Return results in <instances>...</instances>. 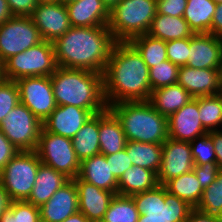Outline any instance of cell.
Returning <instances> with one entry per match:
<instances>
[{"instance_id": "cell-2", "label": "cell", "mask_w": 222, "mask_h": 222, "mask_svg": "<svg viewBox=\"0 0 222 222\" xmlns=\"http://www.w3.org/2000/svg\"><path fill=\"white\" fill-rule=\"evenodd\" d=\"M115 42L108 26L71 27L53 43L57 66L103 74Z\"/></svg>"}, {"instance_id": "cell-13", "label": "cell", "mask_w": 222, "mask_h": 222, "mask_svg": "<svg viewBox=\"0 0 222 222\" xmlns=\"http://www.w3.org/2000/svg\"><path fill=\"white\" fill-rule=\"evenodd\" d=\"M30 17L42 39L52 43L72 27L66 5L58 0L38 3Z\"/></svg>"}, {"instance_id": "cell-15", "label": "cell", "mask_w": 222, "mask_h": 222, "mask_svg": "<svg viewBox=\"0 0 222 222\" xmlns=\"http://www.w3.org/2000/svg\"><path fill=\"white\" fill-rule=\"evenodd\" d=\"M187 66L194 69H221L222 38L210 33L193 34L190 37Z\"/></svg>"}, {"instance_id": "cell-54", "label": "cell", "mask_w": 222, "mask_h": 222, "mask_svg": "<svg viewBox=\"0 0 222 222\" xmlns=\"http://www.w3.org/2000/svg\"><path fill=\"white\" fill-rule=\"evenodd\" d=\"M58 1H60V2H62L64 4H68V3L76 1V0H58Z\"/></svg>"}, {"instance_id": "cell-39", "label": "cell", "mask_w": 222, "mask_h": 222, "mask_svg": "<svg viewBox=\"0 0 222 222\" xmlns=\"http://www.w3.org/2000/svg\"><path fill=\"white\" fill-rule=\"evenodd\" d=\"M20 103L19 88L16 81H0V124L7 114Z\"/></svg>"}, {"instance_id": "cell-44", "label": "cell", "mask_w": 222, "mask_h": 222, "mask_svg": "<svg viewBox=\"0 0 222 222\" xmlns=\"http://www.w3.org/2000/svg\"><path fill=\"white\" fill-rule=\"evenodd\" d=\"M13 16H31L37 6L36 0H7Z\"/></svg>"}, {"instance_id": "cell-21", "label": "cell", "mask_w": 222, "mask_h": 222, "mask_svg": "<svg viewBox=\"0 0 222 222\" xmlns=\"http://www.w3.org/2000/svg\"><path fill=\"white\" fill-rule=\"evenodd\" d=\"M65 5L72 27L108 26L110 10L102 0H76Z\"/></svg>"}, {"instance_id": "cell-42", "label": "cell", "mask_w": 222, "mask_h": 222, "mask_svg": "<svg viewBox=\"0 0 222 222\" xmlns=\"http://www.w3.org/2000/svg\"><path fill=\"white\" fill-rule=\"evenodd\" d=\"M193 171L201 184V188L204 190L216 180L220 169L216 162H209L202 165H194Z\"/></svg>"}, {"instance_id": "cell-41", "label": "cell", "mask_w": 222, "mask_h": 222, "mask_svg": "<svg viewBox=\"0 0 222 222\" xmlns=\"http://www.w3.org/2000/svg\"><path fill=\"white\" fill-rule=\"evenodd\" d=\"M109 167L111 168L112 174L117 180L123 175V173L130 167L133 166L132 161L129 158L125 148L117 153L105 155Z\"/></svg>"}, {"instance_id": "cell-7", "label": "cell", "mask_w": 222, "mask_h": 222, "mask_svg": "<svg viewBox=\"0 0 222 222\" xmlns=\"http://www.w3.org/2000/svg\"><path fill=\"white\" fill-rule=\"evenodd\" d=\"M57 67L53 43L43 40L7 59L3 64V77L17 81L23 77L51 76Z\"/></svg>"}, {"instance_id": "cell-40", "label": "cell", "mask_w": 222, "mask_h": 222, "mask_svg": "<svg viewBox=\"0 0 222 222\" xmlns=\"http://www.w3.org/2000/svg\"><path fill=\"white\" fill-rule=\"evenodd\" d=\"M167 58L173 64L187 66L190 52V38L166 42Z\"/></svg>"}, {"instance_id": "cell-17", "label": "cell", "mask_w": 222, "mask_h": 222, "mask_svg": "<svg viewBox=\"0 0 222 222\" xmlns=\"http://www.w3.org/2000/svg\"><path fill=\"white\" fill-rule=\"evenodd\" d=\"M93 113L72 105H57L43 122V128L50 133L72 139L90 119Z\"/></svg>"}, {"instance_id": "cell-33", "label": "cell", "mask_w": 222, "mask_h": 222, "mask_svg": "<svg viewBox=\"0 0 222 222\" xmlns=\"http://www.w3.org/2000/svg\"><path fill=\"white\" fill-rule=\"evenodd\" d=\"M199 119L209 131L222 130V95L198 97Z\"/></svg>"}, {"instance_id": "cell-22", "label": "cell", "mask_w": 222, "mask_h": 222, "mask_svg": "<svg viewBox=\"0 0 222 222\" xmlns=\"http://www.w3.org/2000/svg\"><path fill=\"white\" fill-rule=\"evenodd\" d=\"M78 177L100 189L117 195L118 180L112 174L105 155L98 154L82 160Z\"/></svg>"}, {"instance_id": "cell-12", "label": "cell", "mask_w": 222, "mask_h": 222, "mask_svg": "<svg viewBox=\"0 0 222 222\" xmlns=\"http://www.w3.org/2000/svg\"><path fill=\"white\" fill-rule=\"evenodd\" d=\"M20 103L42 123L57 107L50 76L23 77L16 81Z\"/></svg>"}, {"instance_id": "cell-19", "label": "cell", "mask_w": 222, "mask_h": 222, "mask_svg": "<svg viewBox=\"0 0 222 222\" xmlns=\"http://www.w3.org/2000/svg\"><path fill=\"white\" fill-rule=\"evenodd\" d=\"M39 209L40 222H63L78 212V192L74 180L65 183Z\"/></svg>"}, {"instance_id": "cell-5", "label": "cell", "mask_w": 222, "mask_h": 222, "mask_svg": "<svg viewBox=\"0 0 222 222\" xmlns=\"http://www.w3.org/2000/svg\"><path fill=\"white\" fill-rule=\"evenodd\" d=\"M155 0H121L110 10L108 28L116 42L146 34L157 13Z\"/></svg>"}, {"instance_id": "cell-1", "label": "cell", "mask_w": 222, "mask_h": 222, "mask_svg": "<svg viewBox=\"0 0 222 222\" xmlns=\"http://www.w3.org/2000/svg\"><path fill=\"white\" fill-rule=\"evenodd\" d=\"M149 67L130 42H115L103 73L107 106L120 102L148 101Z\"/></svg>"}, {"instance_id": "cell-50", "label": "cell", "mask_w": 222, "mask_h": 222, "mask_svg": "<svg viewBox=\"0 0 222 222\" xmlns=\"http://www.w3.org/2000/svg\"><path fill=\"white\" fill-rule=\"evenodd\" d=\"M10 203H11V200L7 192L5 191V189L0 183V217L3 214V212L9 208Z\"/></svg>"}, {"instance_id": "cell-30", "label": "cell", "mask_w": 222, "mask_h": 222, "mask_svg": "<svg viewBox=\"0 0 222 222\" xmlns=\"http://www.w3.org/2000/svg\"><path fill=\"white\" fill-rule=\"evenodd\" d=\"M125 150L133 165L147 168L158 174L162 160V144L127 140Z\"/></svg>"}, {"instance_id": "cell-9", "label": "cell", "mask_w": 222, "mask_h": 222, "mask_svg": "<svg viewBox=\"0 0 222 222\" xmlns=\"http://www.w3.org/2000/svg\"><path fill=\"white\" fill-rule=\"evenodd\" d=\"M35 151L42 164L54 168L69 179L78 176L81 162L74 151L72 139L47 132L42 127Z\"/></svg>"}, {"instance_id": "cell-14", "label": "cell", "mask_w": 222, "mask_h": 222, "mask_svg": "<svg viewBox=\"0 0 222 222\" xmlns=\"http://www.w3.org/2000/svg\"><path fill=\"white\" fill-rule=\"evenodd\" d=\"M190 142L167 138L162 144V160L157 174L158 183L164 185L168 180L193 170Z\"/></svg>"}, {"instance_id": "cell-16", "label": "cell", "mask_w": 222, "mask_h": 222, "mask_svg": "<svg viewBox=\"0 0 222 222\" xmlns=\"http://www.w3.org/2000/svg\"><path fill=\"white\" fill-rule=\"evenodd\" d=\"M199 117L198 97H195L168 118V137L191 142L208 133Z\"/></svg>"}, {"instance_id": "cell-57", "label": "cell", "mask_w": 222, "mask_h": 222, "mask_svg": "<svg viewBox=\"0 0 222 222\" xmlns=\"http://www.w3.org/2000/svg\"><path fill=\"white\" fill-rule=\"evenodd\" d=\"M221 79H222V68H221ZM221 92H222V82H221Z\"/></svg>"}, {"instance_id": "cell-25", "label": "cell", "mask_w": 222, "mask_h": 222, "mask_svg": "<svg viewBox=\"0 0 222 222\" xmlns=\"http://www.w3.org/2000/svg\"><path fill=\"white\" fill-rule=\"evenodd\" d=\"M194 97L180 84H172L151 92L148 102L163 116L169 118Z\"/></svg>"}, {"instance_id": "cell-37", "label": "cell", "mask_w": 222, "mask_h": 222, "mask_svg": "<svg viewBox=\"0 0 222 222\" xmlns=\"http://www.w3.org/2000/svg\"><path fill=\"white\" fill-rule=\"evenodd\" d=\"M179 66L166 60L149 68L151 90L176 84L178 81Z\"/></svg>"}, {"instance_id": "cell-28", "label": "cell", "mask_w": 222, "mask_h": 222, "mask_svg": "<svg viewBox=\"0 0 222 222\" xmlns=\"http://www.w3.org/2000/svg\"><path fill=\"white\" fill-rule=\"evenodd\" d=\"M73 148L80 162L100 154L99 113L93 114L72 138Z\"/></svg>"}, {"instance_id": "cell-8", "label": "cell", "mask_w": 222, "mask_h": 222, "mask_svg": "<svg viewBox=\"0 0 222 222\" xmlns=\"http://www.w3.org/2000/svg\"><path fill=\"white\" fill-rule=\"evenodd\" d=\"M40 164L41 161L35 150L18 151L0 171V183L11 201L29 198Z\"/></svg>"}, {"instance_id": "cell-36", "label": "cell", "mask_w": 222, "mask_h": 222, "mask_svg": "<svg viewBox=\"0 0 222 222\" xmlns=\"http://www.w3.org/2000/svg\"><path fill=\"white\" fill-rule=\"evenodd\" d=\"M0 222H40V209L26 200L11 201Z\"/></svg>"}, {"instance_id": "cell-35", "label": "cell", "mask_w": 222, "mask_h": 222, "mask_svg": "<svg viewBox=\"0 0 222 222\" xmlns=\"http://www.w3.org/2000/svg\"><path fill=\"white\" fill-rule=\"evenodd\" d=\"M196 209L222 217V170L218 172L216 180L203 190L202 198Z\"/></svg>"}, {"instance_id": "cell-49", "label": "cell", "mask_w": 222, "mask_h": 222, "mask_svg": "<svg viewBox=\"0 0 222 222\" xmlns=\"http://www.w3.org/2000/svg\"><path fill=\"white\" fill-rule=\"evenodd\" d=\"M13 15L9 9L7 0H0V25L7 22Z\"/></svg>"}, {"instance_id": "cell-11", "label": "cell", "mask_w": 222, "mask_h": 222, "mask_svg": "<svg viewBox=\"0 0 222 222\" xmlns=\"http://www.w3.org/2000/svg\"><path fill=\"white\" fill-rule=\"evenodd\" d=\"M42 41L30 16H13L0 25V59L4 63L11 56L24 52Z\"/></svg>"}, {"instance_id": "cell-18", "label": "cell", "mask_w": 222, "mask_h": 222, "mask_svg": "<svg viewBox=\"0 0 222 222\" xmlns=\"http://www.w3.org/2000/svg\"><path fill=\"white\" fill-rule=\"evenodd\" d=\"M221 69H194L180 66L178 81L194 98L221 93Z\"/></svg>"}, {"instance_id": "cell-32", "label": "cell", "mask_w": 222, "mask_h": 222, "mask_svg": "<svg viewBox=\"0 0 222 222\" xmlns=\"http://www.w3.org/2000/svg\"><path fill=\"white\" fill-rule=\"evenodd\" d=\"M129 42L141 54L143 61L149 68L168 60L166 42L161 39L146 33L132 38Z\"/></svg>"}, {"instance_id": "cell-27", "label": "cell", "mask_w": 222, "mask_h": 222, "mask_svg": "<svg viewBox=\"0 0 222 222\" xmlns=\"http://www.w3.org/2000/svg\"><path fill=\"white\" fill-rule=\"evenodd\" d=\"M147 34L165 42L190 38L194 33L183 17L156 13Z\"/></svg>"}, {"instance_id": "cell-43", "label": "cell", "mask_w": 222, "mask_h": 222, "mask_svg": "<svg viewBox=\"0 0 222 222\" xmlns=\"http://www.w3.org/2000/svg\"><path fill=\"white\" fill-rule=\"evenodd\" d=\"M187 0H161L157 1V13L171 17H183Z\"/></svg>"}, {"instance_id": "cell-31", "label": "cell", "mask_w": 222, "mask_h": 222, "mask_svg": "<svg viewBox=\"0 0 222 222\" xmlns=\"http://www.w3.org/2000/svg\"><path fill=\"white\" fill-rule=\"evenodd\" d=\"M164 187L169 193L186 201L193 208L197 207L203 194L201 184L193 170L168 180Z\"/></svg>"}, {"instance_id": "cell-56", "label": "cell", "mask_w": 222, "mask_h": 222, "mask_svg": "<svg viewBox=\"0 0 222 222\" xmlns=\"http://www.w3.org/2000/svg\"><path fill=\"white\" fill-rule=\"evenodd\" d=\"M215 4H222V0H212Z\"/></svg>"}, {"instance_id": "cell-48", "label": "cell", "mask_w": 222, "mask_h": 222, "mask_svg": "<svg viewBox=\"0 0 222 222\" xmlns=\"http://www.w3.org/2000/svg\"><path fill=\"white\" fill-rule=\"evenodd\" d=\"M210 34L222 38V4H218L216 6V10L211 22Z\"/></svg>"}, {"instance_id": "cell-26", "label": "cell", "mask_w": 222, "mask_h": 222, "mask_svg": "<svg viewBox=\"0 0 222 222\" xmlns=\"http://www.w3.org/2000/svg\"><path fill=\"white\" fill-rule=\"evenodd\" d=\"M158 183L157 174L147 168L133 165L118 180L117 194L132 196L155 188Z\"/></svg>"}, {"instance_id": "cell-3", "label": "cell", "mask_w": 222, "mask_h": 222, "mask_svg": "<svg viewBox=\"0 0 222 222\" xmlns=\"http://www.w3.org/2000/svg\"><path fill=\"white\" fill-rule=\"evenodd\" d=\"M50 78L57 105L77 106L93 114L108 108L103 93V74L57 67Z\"/></svg>"}, {"instance_id": "cell-47", "label": "cell", "mask_w": 222, "mask_h": 222, "mask_svg": "<svg viewBox=\"0 0 222 222\" xmlns=\"http://www.w3.org/2000/svg\"><path fill=\"white\" fill-rule=\"evenodd\" d=\"M208 133L213 141L216 163L219 169L222 170V130L209 131Z\"/></svg>"}, {"instance_id": "cell-52", "label": "cell", "mask_w": 222, "mask_h": 222, "mask_svg": "<svg viewBox=\"0 0 222 222\" xmlns=\"http://www.w3.org/2000/svg\"><path fill=\"white\" fill-rule=\"evenodd\" d=\"M103 3L111 10L121 0H102Z\"/></svg>"}, {"instance_id": "cell-51", "label": "cell", "mask_w": 222, "mask_h": 222, "mask_svg": "<svg viewBox=\"0 0 222 222\" xmlns=\"http://www.w3.org/2000/svg\"><path fill=\"white\" fill-rule=\"evenodd\" d=\"M63 222H91L84 214L80 211L72 214L66 218Z\"/></svg>"}, {"instance_id": "cell-4", "label": "cell", "mask_w": 222, "mask_h": 222, "mask_svg": "<svg viewBox=\"0 0 222 222\" xmlns=\"http://www.w3.org/2000/svg\"><path fill=\"white\" fill-rule=\"evenodd\" d=\"M108 108L121 122L128 141L163 144L168 138V118L148 101L120 102Z\"/></svg>"}, {"instance_id": "cell-10", "label": "cell", "mask_w": 222, "mask_h": 222, "mask_svg": "<svg viewBox=\"0 0 222 222\" xmlns=\"http://www.w3.org/2000/svg\"><path fill=\"white\" fill-rule=\"evenodd\" d=\"M42 127L43 123L22 103L0 124V130L19 151L36 150Z\"/></svg>"}, {"instance_id": "cell-24", "label": "cell", "mask_w": 222, "mask_h": 222, "mask_svg": "<svg viewBox=\"0 0 222 222\" xmlns=\"http://www.w3.org/2000/svg\"><path fill=\"white\" fill-rule=\"evenodd\" d=\"M69 180L63 173L41 163L32 192L26 201L40 207Z\"/></svg>"}, {"instance_id": "cell-6", "label": "cell", "mask_w": 222, "mask_h": 222, "mask_svg": "<svg viewBox=\"0 0 222 222\" xmlns=\"http://www.w3.org/2000/svg\"><path fill=\"white\" fill-rule=\"evenodd\" d=\"M131 197L140 214L137 222H186L193 209L162 184Z\"/></svg>"}, {"instance_id": "cell-55", "label": "cell", "mask_w": 222, "mask_h": 222, "mask_svg": "<svg viewBox=\"0 0 222 222\" xmlns=\"http://www.w3.org/2000/svg\"><path fill=\"white\" fill-rule=\"evenodd\" d=\"M38 3L40 2H52V1H57V0H36Z\"/></svg>"}, {"instance_id": "cell-34", "label": "cell", "mask_w": 222, "mask_h": 222, "mask_svg": "<svg viewBox=\"0 0 222 222\" xmlns=\"http://www.w3.org/2000/svg\"><path fill=\"white\" fill-rule=\"evenodd\" d=\"M139 212L131 196L115 195L104 217L103 222H137Z\"/></svg>"}, {"instance_id": "cell-46", "label": "cell", "mask_w": 222, "mask_h": 222, "mask_svg": "<svg viewBox=\"0 0 222 222\" xmlns=\"http://www.w3.org/2000/svg\"><path fill=\"white\" fill-rule=\"evenodd\" d=\"M186 222H222V217L212 214H207L193 208L189 213Z\"/></svg>"}, {"instance_id": "cell-29", "label": "cell", "mask_w": 222, "mask_h": 222, "mask_svg": "<svg viewBox=\"0 0 222 222\" xmlns=\"http://www.w3.org/2000/svg\"><path fill=\"white\" fill-rule=\"evenodd\" d=\"M216 6L212 0H187L183 18L194 34L210 33Z\"/></svg>"}, {"instance_id": "cell-23", "label": "cell", "mask_w": 222, "mask_h": 222, "mask_svg": "<svg viewBox=\"0 0 222 222\" xmlns=\"http://www.w3.org/2000/svg\"><path fill=\"white\" fill-rule=\"evenodd\" d=\"M126 136L121 122L109 109L99 113L100 154L110 155L121 151L126 146Z\"/></svg>"}, {"instance_id": "cell-53", "label": "cell", "mask_w": 222, "mask_h": 222, "mask_svg": "<svg viewBox=\"0 0 222 222\" xmlns=\"http://www.w3.org/2000/svg\"><path fill=\"white\" fill-rule=\"evenodd\" d=\"M3 62L0 59V81L4 79L3 77Z\"/></svg>"}, {"instance_id": "cell-38", "label": "cell", "mask_w": 222, "mask_h": 222, "mask_svg": "<svg viewBox=\"0 0 222 222\" xmlns=\"http://www.w3.org/2000/svg\"><path fill=\"white\" fill-rule=\"evenodd\" d=\"M194 165L216 162V153L209 133L196 137L190 142Z\"/></svg>"}, {"instance_id": "cell-45", "label": "cell", "mask_w": 222, "mask_h": 222, "mask_svg": "<svg viewBox=\"0 0 222 222\" xmlns=\"http://www.w3.org/2000/svg\"><path fill=\"white\" fill-rule=\"evenodd\" d=\"M18 149L0 130V171L18 153Z\"/></svg>"}, {"instance_id": "cell-20", "label": "cell", "mask_w": 222, "mask_h": 222, "mask_svg": "<svg viewBox=\"0 0 222 222\" xmlns=\"http://www.w3.org/2000/svg\"><path fill=\"white\" fill-rule=\"evenodd\" d=\"M73 180L78 192L79 211L91 222L102 221L115 194L85 182L78 176Z\"/></svg>"}]
</instances>
